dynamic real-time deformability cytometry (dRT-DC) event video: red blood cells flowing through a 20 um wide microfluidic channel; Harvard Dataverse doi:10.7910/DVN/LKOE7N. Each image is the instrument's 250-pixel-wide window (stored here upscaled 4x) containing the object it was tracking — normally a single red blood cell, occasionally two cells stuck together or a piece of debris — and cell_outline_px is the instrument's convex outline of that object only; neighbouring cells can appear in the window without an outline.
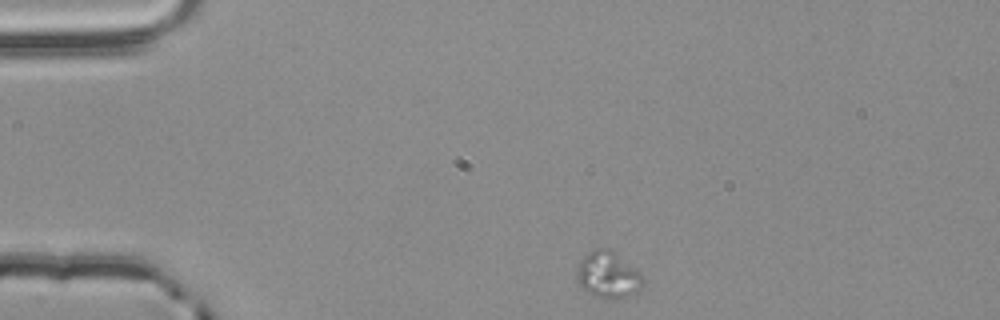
{"species": "common noctule bat (a hibernating species)", "species_latin": "Nyctalus noctula", "temperature_condition": "room temperature", "stored_images_in_passage": 46, "camera_frame_rate_fps": 3000, "um_per_image_px": 0.085, "animal": {"sex": "male", "body_mass_g": 20.4}, "frame": {"image": 1, "passage_image": 1, "time_ms": 0.0, "image_size_px": [1000, 320], "cell_outline_px": [[644, 284], [636, 292], [628, 296], [616, 300], [604, 300], [588, 292], [576, 280], [576, 276], [580, 260], [588, 252], [596, 248], [604, 248], [612, 252], [636, 268], [644, 276]], "centroid_in_image_um": [51.7, 23.41], "position_along_channel_um": 33.3, "area_um2": 17.92}}